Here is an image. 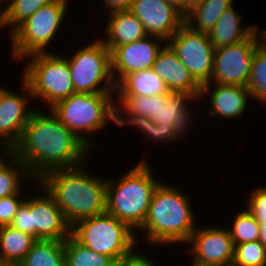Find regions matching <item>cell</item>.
I'll return each instance as SVG.
<instances>
[{"label":"cell","instance_id":"obj_25","mask_svg":"<svg viewBox=\"0 0 266 266\" xmlns=\"http://www.w3.org/2000/svg\"><path fill=\"white\" fill-rule=\"evenodd\" d=\"M37 239L12 226L0 227V261L19 264Z\"/></svg>","mask_w":266,"mask_h":266},{"label":"cell","instance_id":"obj_26","mask_svg":"<svg viewBox=\"0 0 266 266\" xmlns=\"http://www.w3.org/2000/svg\"><path fill=\"white\" fill-rule=\"evenodd\" d=\"M234 0H204L184 17V24L195 32L209 33Z\"/></svg>","mask_w":266,"mask_h":266},{"label":"cell","instance_id":"obj_36","mask_svg":"<svg viewBox=\"0 0 266 266\" xmlns=\"http://www.w3.org/2000/svg\"><path fill=\"white\" fill-rule=\"evenodd\" d=\"M9 226L32 236V220L30 214V197L25 198Z\"/></svg>","mask_w":266,"mask_h":266},{"label":"cell","instance_id":"obj_31","mask_svg":"<svg viewBox=\"0 0 266 266\" xmlns=\"http://www.w3.org/2000/svg\"><path fill=\"white\" fill-rule=\"evenodd\" d=\"M115 100L129 113L147 117L154 122L158 120L159 95H115Z\"/></svg>","mask_w":266,"mask_h":266},{"label":"cell","instance_id":"obj_6","mask_svg":"<svg viewBox=\"0 0 266 266\" xmlns=\"http://www.w3.org/2000/svg\"><path fill=\"white\" fill-rule=\"evenodd\" d=\"M138 233L125 222L104 212L79 220L71 226V236L81 245L112 258L117 264L139 243Z\"/></svg>","mask_w":266,"mask_h":266},{"label":"cell","instance_id":"obj_39","mask_svg":"<svg viewBox=\"0 0 266 266\" xmlns=\"http://www.w3.org/2000/svg\"><path fill=\"white\" fill-rule=\"evenodd\" d=\"M204 0H184V17L197 8Z\"/></svg>","mask_w":266,"mask_h":266},{"label":"cell","instance_id":"obj_14","mask_svg":"<svg viewBox=\"0 0 266 266\" xmlns=\"http://www.w3.org/2000/svg\"><path fill=\"white\" fill-rule=\"evenodd\" d=\"M166 43L160 37L147 35L141 40L116 47L111 52V71L115 84L131 72L151 69Z\"/></svg>","mask_w":266,"mask_h":266},{"label":"cell","instance_id":"obj_17","mask_svg":"<svg viewBox=\"0 0 266 266\" xmlns=\"http://www.w3.org/2000/svg\"><path fill=\"white\" fill-rule=\"evenodd\" d=\"M206 94L210 97L207 116L227 120L240 117L247 109L248 100L252 98L246 87L211 82L202 85L200 99L208 97Z\"/></svg>","mask_w":266,"mask_h":266},{"label":"cell","instance_id":"obj_34","mask_svg":"<svg viewBox=\"0 0 266 266\" xmlns=\"http://www.w3.org/2000/svg\"><path fill=\"white\" fill-rule=\"evenodd\" d=\"M247 201L246 210L257 219L260 225H266V186L253 189Z\"/></svg>","mask_w":266,"mask_h":266},{"label":"cell","instance_id":"obj_10","mask_svg":"<svg viewBox=\"0 0 266 266\" xmlns=\"http://www.w3.org/2000/svg\"><path fill=\"white\" fill-rule=\"evenodd\" d=\"M167 43L201 86L210 82L215 47L207 33L195 32L183 24Z\"/></svg>","mask_w":266,"mask_h":266},{"label":"cell","instance_id":"obj_11","mask_svg":"<svg viewBox=\"0 0 266 266\" xmlns=\"http://www.w3.org/2000/svg\"><path fill=\"white\" fill-rule=\"evenodd\" d=\"M258 45V35L255 31L239 43L215 49L210 82L246 87Z\"/></svg>","mask_w":266,"mask_h":266},{"label":"cell","instance_id":"obj_19","mask_svg":"<svg viewBox=\"0 0 266 266\" xmlns=\"http://www.w3.org/2000/svg\"><path fill=\"white\" fill-rule=\"evenodd\" d=\"M195 101L200 103L201 100L189 91H170L159 95L158 120L155 123L158 126L172 127L178 140L187 133L186 130L189 131V126L193 124L190 119L193 116L190 112L192 109L188 105L189 102L191 105Z\"/></svg>","mask_w":266,"mask_h":266},{"label":"cell","instance_id":"obj_8","mask_svg":"<svg viewBox=\"0 0 266 266\" xmlns=\"http://www.w3.org/2000/svg\"><path fill=\"white\" fill-rule=\"evenodd\" d=\"M69 1V0H68ZM67 0H55L39 8L10 35L11 58L20 61L26 57L50 52L53 41L68 12Z\"/></svg>","mask_w":266,"mask_h":266},{"label":"cell","instance_id":"obj_37","mask_svg":"<svg viewBox=\"0 0 266 266\" xmlns=\"http://www.w3.org/2000/svg\"><path fill=\"white\" fill-rule=\"evenodd\" d=\"M133 249L127 256H125L117 266H157L150 258L144 254L136 252ZM138 253V254H137Z\"/></svg>","mask_w":266,"mask_h":266},{"label":"cell","instance_id":"obj_45","mask_svg":"<svg viewBox=\"0 0 266 266\" xmlns=\"http://www.w3.org/2000/svg\"><path fill=\"white\" fill-rule=\"evenodd\" d=\"M7 0H0V6L2 7V3H6Z\"/></svg>","mask_w":266,"mask_h":266},{"label":"cell","instance_id":"obj_7","mask_svg":"<svg viewBox=\"0 0 266 266\" xmlns=\"http://www.w3.org/2000/svg\"><path fill=\"white\" fill-rule=\"evenodd\" d=\"M24 60L27 64L21 78L29 85L33 98L42 100L46 108L75 94L66 56L47 52L30 55Z\"/></svg>","mask_w":266,"mask_h":266},{"label":"cell","instance_id":"obj_40","mask_svg":"<svg viewBox=\"0 0 266 266\" xmlns=\"http://www.w3.org/2000/svg\"><path fill=\"white\" fill-rule=\"evenodd\" d=\"M184 16V0H165Z\"/></svg>","mask_w":266,"mask_h":266},{"label":"cell","instance_id":"obj_24","mask_svg":"<svg viewBox=\"0 0 266 266\" xmlns=\"http://www.w3.org/2000/svg\"><path fill=\"white\" fill-rule=\"evenodd\" d=\"M114 123L118 127H122L124 125L126 126L129 124L134 128L141 130V133L145 134L144 136H147V138H149L151 142L155 141L157 143L159 141L169 143L177 140L172 127L158 126L153 120L147 117L129 113L116 100Z\"/></svg>","mask_w":266,"mask_h":266},{"label":"cell","instance_id":"obj_28","mask_svg":"<svg viewBox=\"0 0 266 266\" xmlns=\"http://www.w3.org/2000/svg\"><path fill=\"white\" fill-rule=\"evenodd\" d=\"M55 0H8L0 11V31L10 29V34L39 8Z\"/></svg>","mask_w":266,"mask_h":266},{"label":"cell","instance_id":"obj_30","mask_svg":"<svg viewBox=\"0 0 266 266\" xmlns=\"http://www.w3.org/2000/svg\"><path fill=\"white\" fill-rule=\"evenodd\" d=\"M246 88L251 99L266 104V50L258 45L252 60V67Z\"/></svg>","mask_w":266,"mask_h":266},{"label":"cell","instance_id":"obj_16","mask_svg":"<svg viewBox=\"0 0 266 266\" xmlns=\"http://www.w3.org/2000/svg\"><path fill=\"white\" fill-rule=\"evenodd\" d=\"M129 11L143 23L147 35L166 42L184 24V16L165 0H132Z\"/></svg>","mask_w":266,"mask_h":266},{"label":"cell","instance_id":"obj_13","mask_svg":"<svg viewBox=\"0 0 266 266\" xmlns=\"http://www.w3.org/2000/svg\"><path fill=\"white\" fill-rule=\"evenodd\" d=\"M185 250L193 256L191 266H231L235 245L228 228L217 226L201 227L194 230Z\"/></svg>","mask_w":266,"mask_h":266},{"label":"cell","instance_id":"obj_2","mask_svg":"<svg viewBox=\"0 0 266 266\" xmlns=\"http://www.w3.org/2000/svg\"><path fill=\"white\" fill-rule=\"evenodd\" d=\"M85 166L53 170L39 180L54 197L70 226L106 212L107 178L93 176Z\"/></svg>","mask_w":266,"mask_h":266},{"label":"cell","instance_id":"obj_23","mask_svg":"<svg viewBox=\"0 0 266 266\" xmlns=\"http://www.w3.org/2000/svg\"><path fill=\"white\" fill-rule=\"evenodd\" d=\"M31 181L38 184L39 180L34 179L28 168L10 151L0 159V198L22 193L23 183Z\"/></svg>","mask_w":266,"mask_h":266},{"label":"cell","instance_id":"obj_5","mask_svg":"<svg viewBox=\"0 0 266 266\" xmlns=\"http://www.w3.org/2000/svg\"><path fill=\"white\" fill-rule=\"evenodd\" d=\"M115 94L75 93L50 110L92 151L96 144H93L89 136L105 129L109 122H114Z\"/></svg>","mask_w":266,"mask_h":266},{"label":"cell","instance_id":"obj_21","mask_svg":"<svg viewBox=\"0 0 266 266\" xmlns=\"http://www.w3.org/2000/svg\"><path fill=\"white\" fill-rule=\"evenodd\" d=\"M242 15L232 5L220 16L213 29L208 33L209 40L215 49L227 47L249 38L256 26L242 27Z\"/></svg>","mask_w":266,"mask_h":266},{"label":"cell","instance_id":"obj_20","mask_svg":"<svg viewBox=\"0 0 266 266\" xmlns=\"http://www.w3.org/2000/svg\"><path fill=\"white\" fill-rule=\"evenodd\" d=\"M109 15L103 33L106 39L100 40L112 52L116 47L123 46L147 36L143 23L129 10L116 11ZM107 36V37H106Z\"/></svg>","mask_w":266,"mask_h":266},{"label":"cell","instance_id":"obj_1","mask_svg":"<svg viewBox=\"0 0 266 266\" xmlns=\"http://www.w3.org/2000/svg\"><path fill=\"white\" fill-rule=\"evenodd\" d=\"M35 110L18 143L10 151L40 180L46 173L86 164L90 148L73 134L54 113Z\"/></svg>","mask_w":266,"mask_h":266},{"label":"cell","instance_id":"obj_44","mask_svg":"<svg viewBox=\"0 0 266 266\" xmlns=\"http://www.w3.org/2000/svg\"><path fill=\"white\" fill-rule=\"evenodd\" d=\"M1 148H0V159L4 156V155H2V154H6L8 151L4 148V147H2V146H0ZM2 152V153H1Z\"/></svg>","mask_w":266,"mask_h":266},{"label":"cell","instance_id":"obj_22","mask_svg":"<svg viewBox=\"0 0 266 266\" xmlns=\"http://www.w3.org/2000/svg\"><path fill=\"white\" fill-rule=\"evenodd\" d=\"M163 80L153 71L146 69L127 74L117 85L115 95H140L152 97L169 93Z\"/></svg>","mask_w":266,"mask_h":266},{"label":"cell","instance_id":"obj_43","mask_svg":"<svg viewBox=\"0 0 266 266\" xmlns=\"http://www.w3.org/2000/svg\"><path fill=\"white\" fill-rule=\"evenodd\" d=\"M0 266H20V265L19 264H16V263H10V262L0 261Z\"/></svg>","mask_w":266,"mask_h":266},{"label":"cell","instance_id":"obj_38","mask_svg":"<svg viewBox=\"0 0 266 266\" xmlns=\"http://www.w3.org/2000/svg\"><path fill=\"white\" fill-rule=\"evenodd\" d=\"M102 6L109 10L108 14L116 11H127L131 7L132 0H102ZM104 3V4H103Z\"/></svg>","mask_w":266,"mask_h":266},{"label":"cell","instance_id":"obj_4","mask_svg":"<svg viewBox=\"0 0 266 266\" xmlns=\"http://www.w3.org/2000/svg\"><path fill=\"white\" fill-rule=\"evenodd\" d=\"M152 171L143 158L118 180L107 178L106 212L135 232L143 225L154 191L161 183Z\"/></svg>","mask_w":266,"mask_h":266},{"label":"cell","instance_id":"obj_15","mask_svg":"<svg viewBox=\"0 0 266 266\" xmlns=\"http://www.w3.org/2000/svg\"><path fill=\"white\" fill-rule=\"evenodd\" d=\"M38 189L44 193L30 198L32 236L37 240H63L71 235V226L67 223L54 197L39 182Z\"/></svg>","mask_w":266,"mask_h":266},{"label":"cell","instance_id":"obj_27","mask_svg":"<svg viewBox=\"0 0 266 266\" xmlns=\"http://www.w3.org/2000/svg\"><path fill=\"white\" fill-rule=\"evenodd\" d=\"M20 266H65V241L37 240Z\"/></svg>","mask_w":266,"mask_h":266},{"label":"cell","instance_id":"obj_29","mask_svg":"<svg viewBox=\"0 0 266 266\" xmlns=\"http://www.w3.org/2000/svg\"><path fill=\"white\" fill-rule=\"evenodd\" d=\"M65 266H117V263L81 245L70 235L65 240Z\"/></svg>","mask_w":266,"mask_h":266},{"label":"cell","instance_id":"obj_18","mask_svg":"<svg viewBox=\"0 0 266 266\" xmlns=\"http://www.w3.org/2000/svg\"><path fill=\"white\" fill-rule=\"evenodd\" d=\"M152 69L163 80L169 91H189L200 100L202 86L190 74L168 43L158 53Z\"/></svg>","mask_w":266,"mask_h":266},{"label":"cell","instance_id":"obj_12","mask_svg":"<svg viewBox=\"0 0 266 266\" xmlns=\"http://www.w3.org/2000/svg\"><path fill=\"white\" fill-rule=\"evenodd\" d=\"M20 80L21 94L0 85V146L7 151L18 143L25 125L36 110L28 107L33 95L27 82L23 78Z\"/></svg>","mask_w":266,"mask_h":266},{"label":"cell","instance_id":"obj_9","mask_svg":"<svg viewBox=\"0 0 266 266\" xmlns=\"http://www.w3.org/2000/svg\"><path fill=\"white\" fill-rule=\"evenodd\" d=\"M66 58L75 93H116L111 51L99 38Z\"/></svg>","mask_w":266,"mask_h":266},{"label":"cell","instance_id":"obj_41","mask_svg":"<svg viewBox=\"0 0 266 266\" xmlns=\"http://www.w3.org/2000/svg\"><path fill=\"white\" fill-rule=\"evenodd\" d=\"M257 28L258 27L256 26V33L258 35L259 45L266 50V29L258 31L259 29H257Z\"/></svg>","mask_w":266,"mask_h":266},{"label":"cell","instance_id":"obj_32","mask_svg":"<svg viewBox=\"0 0 266 266\" xmlns=\"http://www.w3.org/2000/svg\"><path fill=\"white\" fill-rule=\"evenodd\" d=\"M230 235L234 245L259 240L261 226L257 219L246 209L235 217Z\"/></svg>","mask_w":266,"mask_h":266},{"label":"cell","instance_id":"obj_35","mask_svg":"<svg viewBox=\"0 0 266 266\" xmlns=\"http://www.w3.org/2000/svg\"><path fill=\"white\" fill-rule=\"evenodd\" d=\"M20 194L0 198V227L10 225L19 206L25 200L22 196L19 197Z\"/></svg>","mask_w":266,"mask_h":266},{"label":"cell","instance_id":"obj_33","mask_svg":"<svg viewBox=\"0 0 266 266\" xmlns=\"http://www.w3.org/2000/svg\"><path fill=\"white\" fill-rule=\"evenodd\" d=\"M231 266H266V247L259 240L235 245Z\"/></svg>","mask_w":266,"mask_h":266},{"label":"cell","instance_id":"obj_42","mask_svg":"<svg viewBox=\"0 0 266 266\" xmlns=\"http://www.w3.org/2000/svg\"><path fill=\"white\" fill-rule=\"evenodd\" d=\"M260 236L259 241L266 247V225H260Z\"/></svg>","mask_w":266,"mask_h":266},{"label":"cell","instance_id":"obj_3","mask_svg":"<svg viewBox=\"0 0 266 266\" xmlns=\"http://www.w3.org/2000/svg\"><path fill=\"white\" fill-rule=\"evenodd\" d=\"M190 197L179 187L161 182L154 191L143 225L145 242L149 245L187 243L196 229L195 210Z\"/></svg>","mask_w":266,"mask_h":266}]
</instances>
